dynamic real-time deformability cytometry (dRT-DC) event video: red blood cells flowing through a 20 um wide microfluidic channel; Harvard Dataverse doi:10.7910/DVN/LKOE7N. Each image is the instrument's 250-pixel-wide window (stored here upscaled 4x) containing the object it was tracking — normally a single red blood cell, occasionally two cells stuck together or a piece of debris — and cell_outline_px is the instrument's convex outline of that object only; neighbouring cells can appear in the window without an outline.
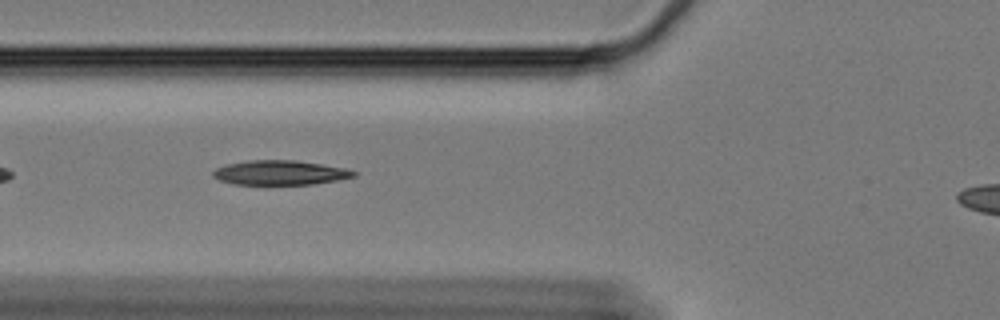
{"species": "Egyptian fruit bat (a non-hibernating species)", "species_latin": "Rousettus aegyptiacus", "temperature_condition": "cold", "stored_images_in_passage": 20, "camera_frame_rate_fps": 3000, "um_per_image_px": 0.085, "animal": {"sex": "female"}, "frame": {"image": 1, "passage_image": 6, "time_ms": 1.667, "image_size_px": [1000, 320], "cell_outline_px": [[356, 176], [336, 180], [312, 184], [268, 188], [232, 184], [220, 180], [212, 176], [212, 172], [216, 168], [224, 164], [248, 160], [296, 160], [348, 168], [356, 172]], "centroid_in_image_um": [23.74, 14.72], "position_along_channel_um": 102.1, "area_um2": 21.33}}
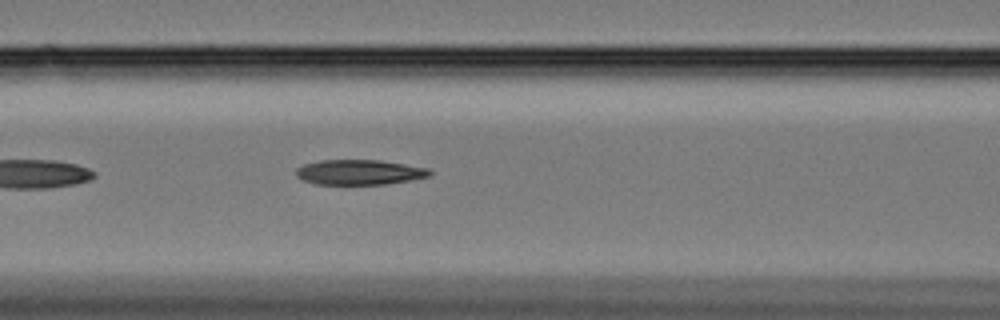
{"frame": {"image": 2, "passage_image": 9, "time_ms": 2.667, "image_size_px": [1000, 320], "cell_outline_px": [[432, 176], [384, 184], [316, 184], [304, 180], [296, 176], [296, 168], [304, 164], [320, 160], [380, 160], [428, 168], [432, 172]], "centroid_in_image_um": [30.54, 14.63], "position_along_channel_um": 136.1, "area_um2": 19.42}}
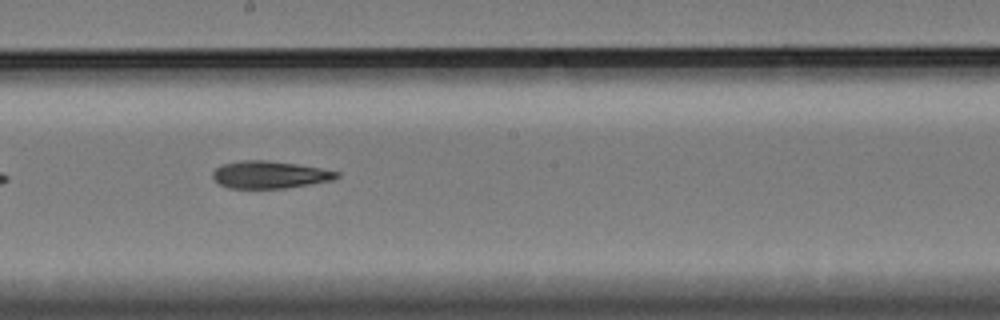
{"frame": {"image": 3, "passage_image": 17, "time_ms": 5.333, "image_size_px": [1000, 320], "cell_outline_px": [[340, 176], [332, 180], [284, 188], [228, 188], [220, 184], [212, 176], [212, 172], [216, 168], [224, 164], [244, 160], [264, 160], [296, 164], [320, 168], [340, 172]], "centroid_in_image_um": [22.92, 14.85], "position_along_channel_um": 225.3, "area_um2": 19.48}}